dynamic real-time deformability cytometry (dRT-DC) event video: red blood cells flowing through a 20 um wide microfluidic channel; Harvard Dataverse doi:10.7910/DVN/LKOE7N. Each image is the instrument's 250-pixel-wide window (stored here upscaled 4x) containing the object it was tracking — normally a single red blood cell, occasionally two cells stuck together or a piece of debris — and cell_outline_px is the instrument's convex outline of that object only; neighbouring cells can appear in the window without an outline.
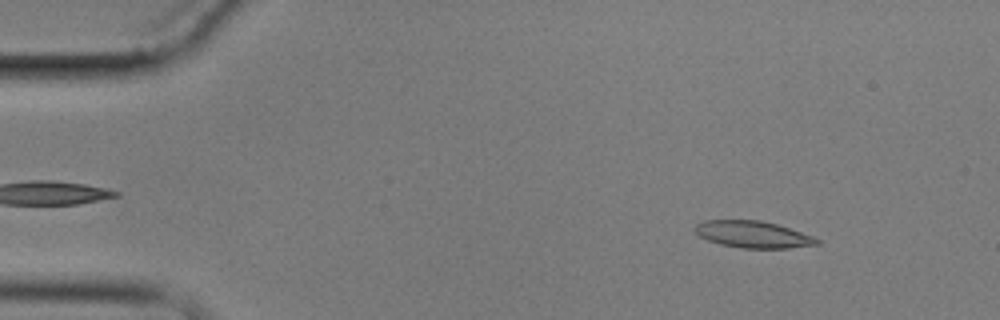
{"species": "common noctule bat (a hibernating species)", "species_latin": "Nyctalus noctula", "temperature_condition": "cold", "stored_images_in_passage": 3, "camera_frame_rate_fps": 3000, "um_per_image_px": 0.085, "animal": {"sex": "male", "body_mass_g": 17.9}, "frame": {"image": 1, "passage_image": 1, "time_ms": 0.0, "image_size_px": [1000, 320], "cell_outline_px": [[820, 244], [788, 248], [740, 248], [720, 244], [708, 240], [700, 236], [692, 228], [696, 224], [704, 220], [760, 220], [776, 224], [812, 236], [820, 240]], "centroid_in_image_um": [63.97, 19.92], "position_along_channel_um": 21.0, "area_um2": 18.96}}